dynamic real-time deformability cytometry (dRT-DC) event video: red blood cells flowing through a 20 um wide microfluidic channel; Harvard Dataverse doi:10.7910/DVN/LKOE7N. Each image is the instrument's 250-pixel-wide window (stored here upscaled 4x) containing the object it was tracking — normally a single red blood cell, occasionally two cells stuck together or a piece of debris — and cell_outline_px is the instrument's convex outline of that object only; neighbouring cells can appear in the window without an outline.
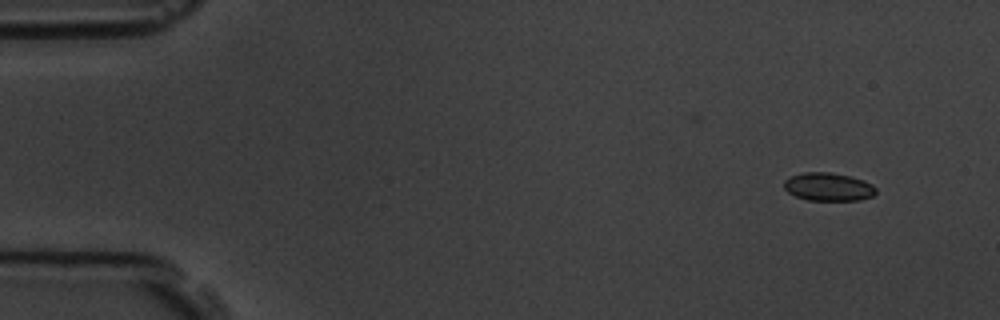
{"species": "common noctule bat (a hibernating species)", "species_latin": "Nyctalus noctula", "temperature_condition": "room temperature", "stored_images_in_passage": 7, "camera_frame_rate_fps": 3000, "um_per_image_px": 0.085, "animal": {"sex": "male", "body_mass_g": 19.5, "forearm_length_mm": 54.6}, "frame": {"image": 1, "passage_image": 1, "time_ms": 0.0, "image_size_px": [1000, 320], "cell_outline_px": [[876, 192], [872, 196], [860, 200], [808, 200], [796, 196], [788, 192], [784, 188], [784, 180], [792, 176], [804, 172], [828, 172], [848, 176], [864, 180], [872, 184], [876, 188]], "centroid_in_image_um": [70.41, 15.88], "position_along_channel_um": 14.6, "area_um2": 14.97}}
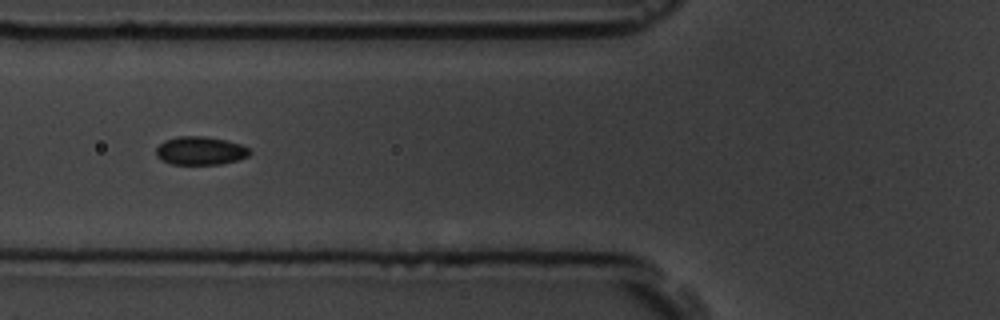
{"frame": {"image": 2, "passage_image": 6, "time_ms": 5.667, "image_size_px": [1000, 320], "cell_outline_px": [[252, 152], [248, 156], [236, 160], [220, 164], [172, 164], [160, 160], [156, 156], [156, 148], [164, 140], [180, 136], [204, 136], [224, 140], [240, 144], [248, 148]], "centroid_in_image_um": [17.0, 12.81], "position_along_channel_um": 108.8, "area_um2": 15.37}}
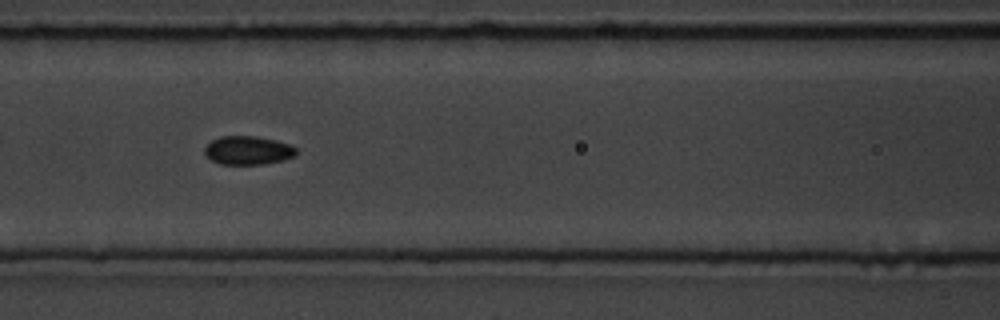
{"frame": {"image": 3, "passage_image": 7, "time_ms": 6.667, "image_size_px": [1000, 320], "cell_outline_px": [[296, 156], [284, 160], [260, 164], [220, 164], [204, 156], [204, 148], [212, 140], [220, 136], [256, 136], [276, 140], [288, 144], [296, 148]], "centroid_in_image_um": [21.06, 12.78], "position_along_channel_um": 145.5, "area_um2": 15.32}}